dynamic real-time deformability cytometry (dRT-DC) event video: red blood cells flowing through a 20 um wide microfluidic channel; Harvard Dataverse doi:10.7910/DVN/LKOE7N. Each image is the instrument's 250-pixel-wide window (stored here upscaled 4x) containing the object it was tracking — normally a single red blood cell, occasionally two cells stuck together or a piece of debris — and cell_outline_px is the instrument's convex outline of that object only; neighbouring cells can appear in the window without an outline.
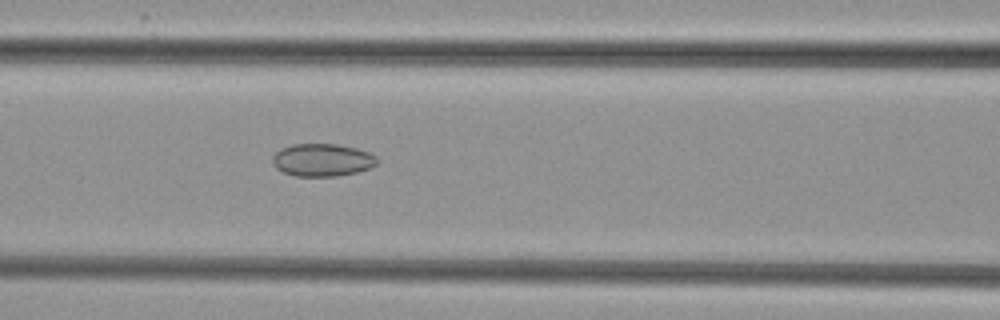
{"species": "common noctule bat (a hibernating species)", "species_latin": "Nyctalus noctula", "temperature_condition": "cold", "stored_images_in_passage": 34, "camera_frame_rate_fps": 3000, "um_per_image_px": 0.085, "animal": {"sex": "female", "body_mass_g": 29.2, "forearm_length_mm": 56.3}, "frame": {"image": 1, "passage_image": 14, "time_ms": 4.333, "image_size_px": [1000, 320], "cell_outline_px": [[376, 164], [368, 168], [356, 172], [336, 176], [296, 176], [284, 172], [276, 168], [272, 164], [272, 156], [280, 148], [292, 144], [336, 144], [356, 148], [368, 152], [376, 156]], "centroid_in_image_um": [27.35, 13.59], "position_along_channel_um": 139.3, "area_um2": 19.83}}
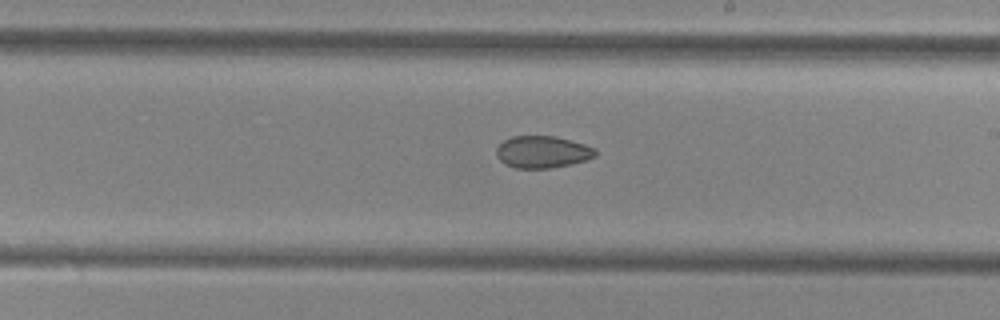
{"frame": {"image": 2, "passage_image": 22, "time_ms": 7.0, "image_size_px": [1000, 320], "cell_outline_px": [[596, 156], [588, 160], [572, 164], [552, 168], [516, 168], [504, 164], [496, 156], [496, 148], [504, 140], [512, 136], [556, 136], [584, 144], [596, 148]], "centroid_in_image_um": [46.12, 12.92], "position_along_channel_um": 242.9, "area_um2": 18.67}}
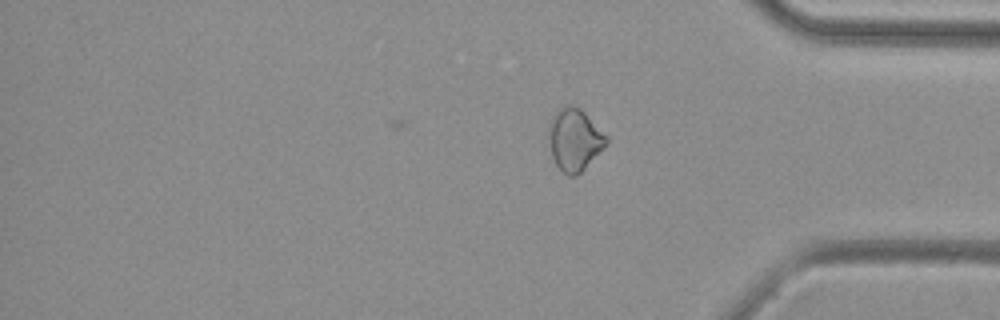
{"frame": {"image": 3, "passage_image": 34, "time_ms": 11.0, "image_size_px": [1000, 320], "cell_outline_px": [[608, 144], [576, 176], [568, 176], [556, 164], [552, 156], [548, 136], [548, 128], [552, 116], [564, 104], [568, 104], [580, 108], [608, 136]], "centroid_in_image_um": [48.84, 11.85], "position_along_channel_um": 386.4, "area_um2": 20.81}}